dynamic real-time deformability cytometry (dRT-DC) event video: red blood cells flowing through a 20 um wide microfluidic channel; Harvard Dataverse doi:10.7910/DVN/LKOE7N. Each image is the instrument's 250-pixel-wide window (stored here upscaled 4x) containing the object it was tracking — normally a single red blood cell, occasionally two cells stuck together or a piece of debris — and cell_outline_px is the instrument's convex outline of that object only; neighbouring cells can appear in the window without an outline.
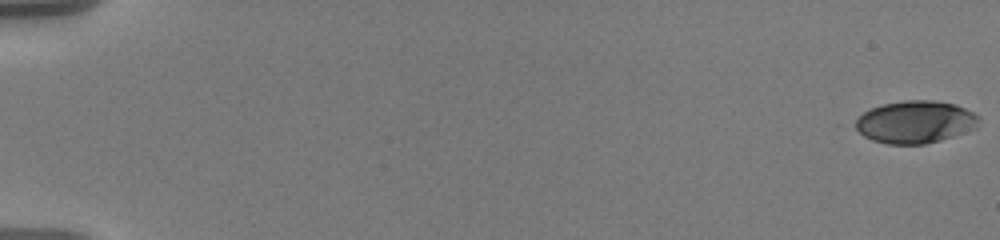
{"species": "human", "species_latin": "Homo sapiens", "temperature_condition": "warm", "stored_images_in_passage": 52, "camera_frame_rate_fps": 3000, "um_per_image_px": 0.085, "donor": {"sex": "male"}, "frame": {"image": 1, "passage_image": 1, "time_ms": 0.0, "image_size_px": [1000, 240], "cell_outline_px": [[980, 120], [976, 128], [940, 140], [924, 144], [888, 144], [872, 140], [864, 136], [848, 124], [864, 112], [872, 108], [884, 104], [904, 100], [932, 100], [956, 104], [980, 116]], "centroid_in_image_um": [77.75, 10.37], "position_along_channel_um": 7.3, "area_um2": 30.81}}
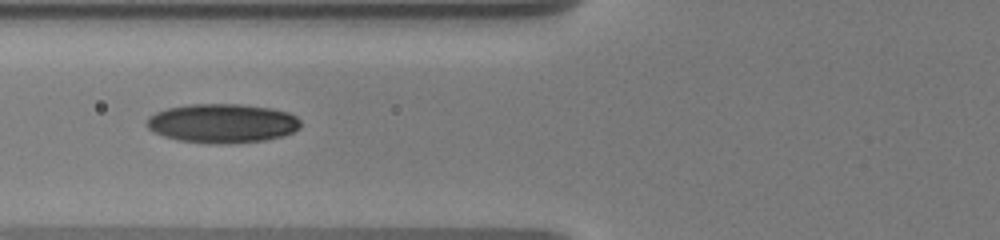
{"frame": {"image": 2, "passage_image": 20, "time_ms": 8.0, "image_size_px": [1000, 240], "cell_outline_px": [[300, 128], [284, 136], [264, 140], [220, 144], [212, 144], [180, 140], [164, 136], [152, 132], [144, 124], [148, 116], [156, 112], [168, 108], [188, 104], [240, 104], [272, 108], [288, 112], [296, 116], [300, 120]], "centroid_in_image_um": [18.88, 10.47], "position_along_channel_um": 106.9, "area_um2": 35.26}}
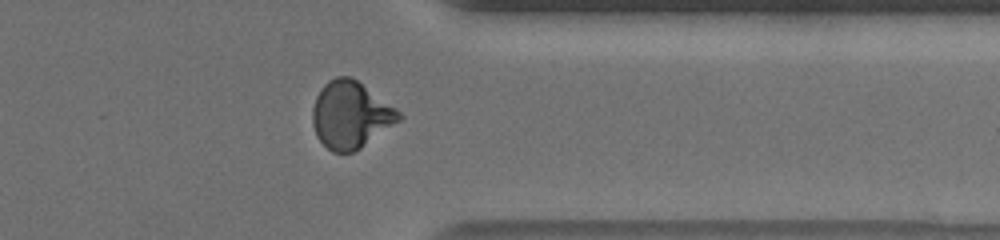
{"frame": {"image": 3, "passage_image": 35, "time_ms": 15.667, "image_size_px": [1000, 240], "cell_outline_px": [[404, 116], [400, 120], [360, 148], [352, 152], [332, 152], [316, 136], [312, 124], [312, 108], [316, 96], [320, 88], [328, 80], [336, 76], [352, 76], [396, 108]], "centroid_in_image_um": [29.78, 9.74], "position_along_channel_um": 381.6, "area_um2": 33.7}, "authors_computed_cell_mechanics": {"area_um2": 32.657, "velocity_mm_per_s": 3.6143, "shape_relaxation_time_tau1_ms": 4.8519, "shape_relaxation_time_tau2_ms": 1.3516, "deformation_change_tau1": 0.1975, "deformation_change_tau2": 0.0543}}